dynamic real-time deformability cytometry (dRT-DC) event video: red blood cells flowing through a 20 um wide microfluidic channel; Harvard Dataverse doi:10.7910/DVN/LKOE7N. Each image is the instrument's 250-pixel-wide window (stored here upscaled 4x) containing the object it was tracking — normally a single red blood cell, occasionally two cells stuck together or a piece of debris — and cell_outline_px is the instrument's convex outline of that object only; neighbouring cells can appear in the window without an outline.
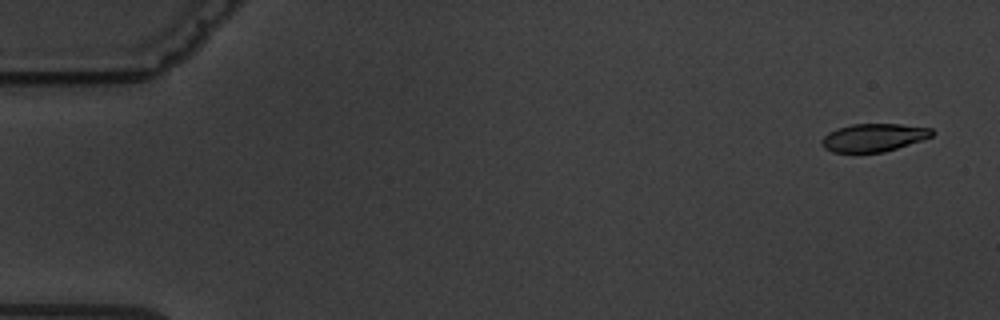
{"species": "common noctule bat (a hibernating species)", "species_latin": "Nyctalus noctula", "temperature_condition": "warm", "stored_images_in_passage": 6, "camera_frame_rate_fps": 3000, "um_per_image_px": 0.085, "animal": {"sex": "male", "body_mass_g": 19.5, "forearm_length_mm": 54.6}, "frame": {"image": 1, "passage_image": 1, "time_ms": 0.0, "image_size_px": [1000, 320], "cell_outline_px": [[936, 132], [932, 136], [884, 152], [832, 152], [824, 148], [820, 144], [820, 140], [828, 132], [836, 128], [852, 124], [900, 124], [932, 128]], "centroid_in_image_um": [74.22, 11.68], "position_along_channel_um": 10.8, "area_um2": 17.98}}